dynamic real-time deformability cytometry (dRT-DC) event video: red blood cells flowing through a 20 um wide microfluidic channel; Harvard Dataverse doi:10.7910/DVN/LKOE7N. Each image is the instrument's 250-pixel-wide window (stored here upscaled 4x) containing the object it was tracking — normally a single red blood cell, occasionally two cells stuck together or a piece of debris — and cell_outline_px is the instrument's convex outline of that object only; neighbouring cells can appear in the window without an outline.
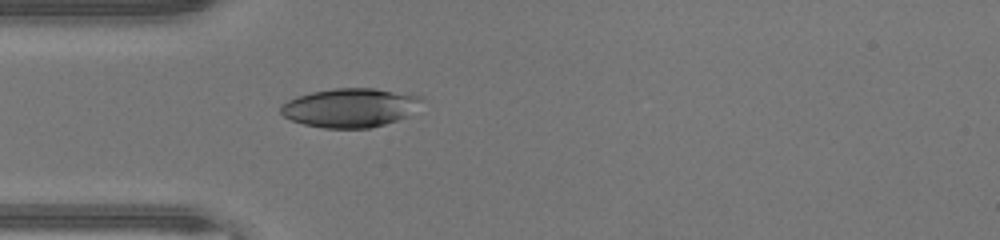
{"species": "human", "species_latin": "Homo sapiens", "temperature_condition": "warm", "stored_images_in_passage": 34, "camera_frame_rate_fps": 3000, "um_per_image_px": 0.085, "donor": {"sex": "male"}, "frame": {"image": 1, "passage_image": 1, "time_ms": 0.0, "image_size_px": [1000, 240], "cell_outline_px": [[420, 100], [408, 116], [384, 124], [368, 128], [324, 128], [304, 124], [292, 120], [284, 116], [280, 112], [280, 104], [296, 96], [312, 92], [336, 88], [372, 88], [420, 96]], "centroid_in_image_um": [29.67, 9.16], "position_along_channel_um": 55.3, "area_um2": 31.5}}
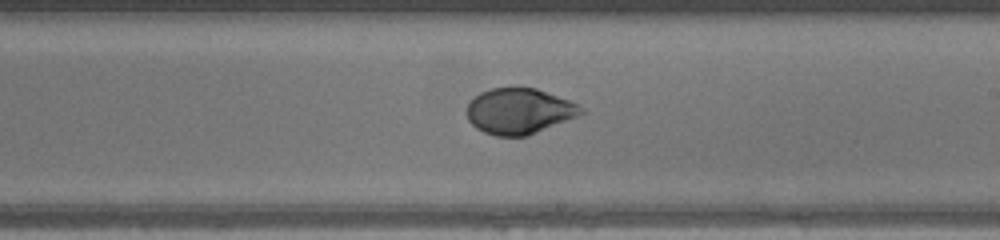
{"frame": {"image": 2, "passage_image": 14, "time_ms": 4.333, "image_size_px": [1000, 240], "cell_outline_px": [[584, 112], [576, 116], [528, 136], [496, 136], [484, 132], [476, 128], [468, 120], [468, 104], [480, 92], [492, 88], [536, 88], [568, 100], [584, 108]], "centroid_in_image_um": [44.11, 9.45], "position_along_channel_um": 244.9, "area_um2": 30.0}}
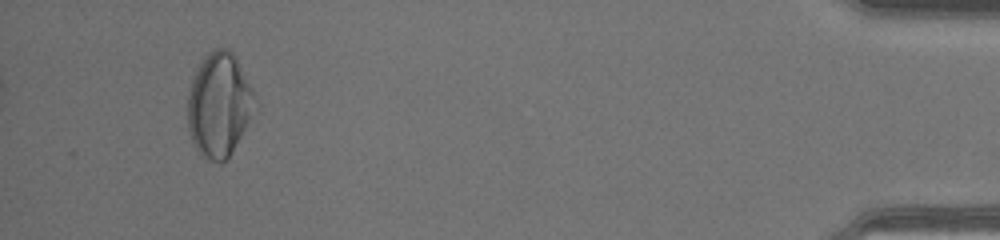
{"frame": {"image": 3, "passage_image": 31, "time_ms": 10.0, "image_size_px": [1000, 240], "cell_outline_px": [[260, 100], [228, 160], [220, 164], [200, 156], [192, 140], [188, 128], [188, 92], [196, 68], [204, 56], [212, 48], [228, 48], [232, 52]], "centroid_in_image_um": [18.65, 8.92], "position_along_channel_um": 416.6, "area_um2": 41.38}, "authors_computed_cell_mechanics": {"area_um2": 31.4721, "velocity_mm_per_s": 4.4469, "shape_relaxation_time_tau1_ms": 5.0823, "shape_relaxation_time_tau2_ms": null, "deformation_change_tau1": 0.2262, "deformation_change_tau2": null}}